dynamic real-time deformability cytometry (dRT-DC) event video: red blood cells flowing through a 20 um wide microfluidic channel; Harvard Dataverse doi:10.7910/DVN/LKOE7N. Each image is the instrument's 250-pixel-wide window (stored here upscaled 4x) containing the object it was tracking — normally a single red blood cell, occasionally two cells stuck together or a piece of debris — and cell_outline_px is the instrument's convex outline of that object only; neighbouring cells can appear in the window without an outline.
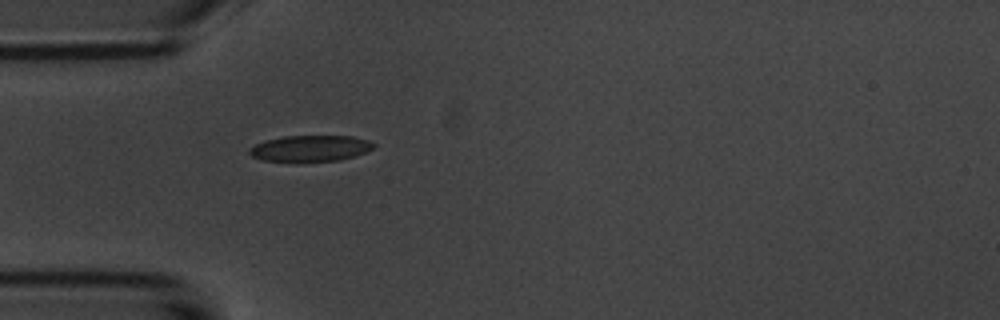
{"species": "common noctule bat (a hibernating species)", "species_latin": "Nyctalus noctula", "temperature_condition": "room temperature", "stored_images_in_passage": 1, "camera_frame_rate_fps": 3000, "um_per_image_px": 0.085, "animal": {"sex": "male", "body_mass_g": 20.1, "forearm_length_mm": 53.5}, "frame": {"image": 1, "passage_image": 1, "time_ms": 0.0, "image_size_px": [1000, 320], "cell_outline_px": [[376, 148], [340, 160], [296, 164], [264, 160], [252, 156], [248, 152], [248, 148], [256, 144], [268, 140], [284, 136], [352, 136], [368, 140], [376, 144]], "centroid_in_image_um": [26.36, 12.65], "position_along_channel_um": 58.6, "area_um2": 19.48}}